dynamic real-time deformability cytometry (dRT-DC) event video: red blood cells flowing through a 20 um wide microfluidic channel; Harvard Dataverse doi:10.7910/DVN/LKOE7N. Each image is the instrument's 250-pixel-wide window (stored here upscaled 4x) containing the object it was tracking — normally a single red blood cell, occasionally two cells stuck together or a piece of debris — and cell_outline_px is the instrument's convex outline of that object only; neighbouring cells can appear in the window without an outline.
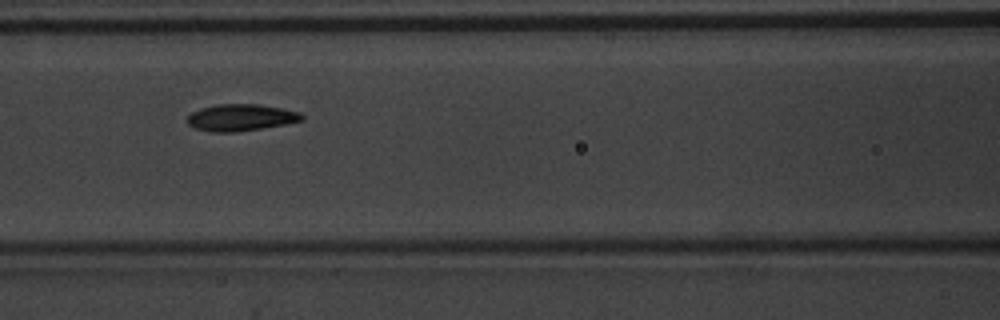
{"species": "common noctule bat (a hibernating species)", "species_latin": "Nyctalus noctula", "temperature_condition": "warm", "stored_images_in_passage": 9, "camera_frame_rate_fps": 3000, "um_per_image_px": 0.085, "animal": {"sex": "male", "body_mass_g": 20.1, "forearm_length_mm": 53.5}, "frame": {"image": 1, "passage_image": 7, "time_ms": 2.0, "image_size_px": [1000, 320], "cell_outline_px": [[304, 120], [284, 124], [260, 128], [232, 132], [212, 132], [196, 128], [188, 124], [184, 120], [192, 112], [200, 108], [216, 104], [260, 104], [300, 112], [304, 116]], "centroid_in_image_um": [20.44, 9.98], "position_along_channel_um": 146.2, "area_um2": 17.8}}